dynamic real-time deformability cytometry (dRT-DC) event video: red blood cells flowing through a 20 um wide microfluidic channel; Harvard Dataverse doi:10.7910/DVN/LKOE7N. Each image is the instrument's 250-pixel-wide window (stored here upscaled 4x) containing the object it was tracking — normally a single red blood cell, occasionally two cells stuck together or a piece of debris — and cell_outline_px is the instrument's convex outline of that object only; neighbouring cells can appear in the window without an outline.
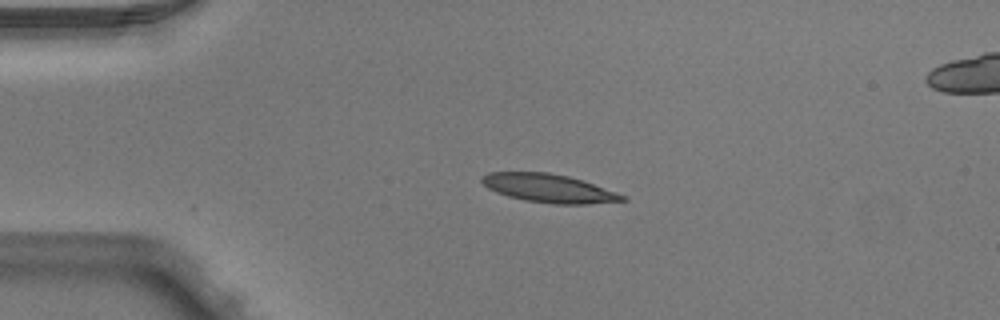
{"species": "Egyptian fruit bat (a non-hibernating species)", "species_latin": "Rousettus aegyptiacus", "temperature_condition": "warm", "stored_images_in_passage": 40, "camera_frame_rate_fps": 3000, "um_per_image_px": 0.085, "animal": {"sex": "male"}, "frame": {"image": 1, "passage_image": 1, "time_ms": 0.0, "image_size_px": [1000, 320], "cell_outline_px": [[628, 200], [588, 204], [556, 204], [524, 200], [508, 196], [496, 192], [488, 188], [480, 180], [480, 176], [488, 172], [548, 172], [568, 176], [628, 196]], "centroid_in_image_um": [46.63, 16.0], "position_along_channel_um": 38.4, "area_um2": 23.18}}
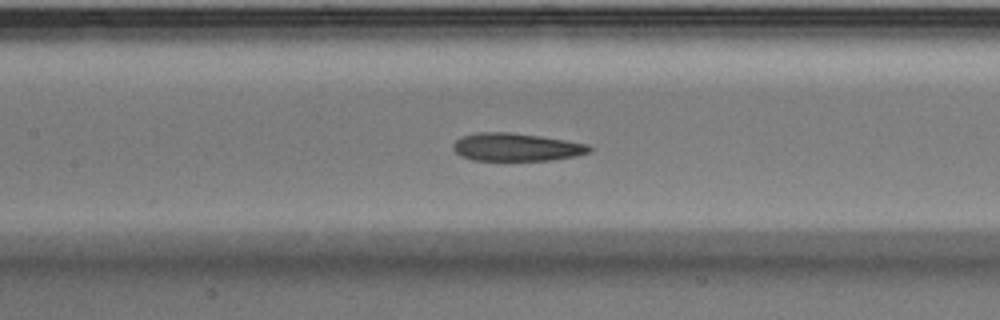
{"frame": {"image": 2, "passage_image": 13, "time_ms": 4.0, "image_size_px": [1000, 320], "cell_outline_px": [[592, 148], [588, 152], [576, 156], [552, 160], [472, 160], [460, 156], [452, 148], [452, 144], [460, 136], [480, 132], [508, 132], [540, 136], [588, 144]], "centroid_in_image_um": [43.84, 12.5], "position_along_channel_um": 163.6, "area_um2": 22.14}}
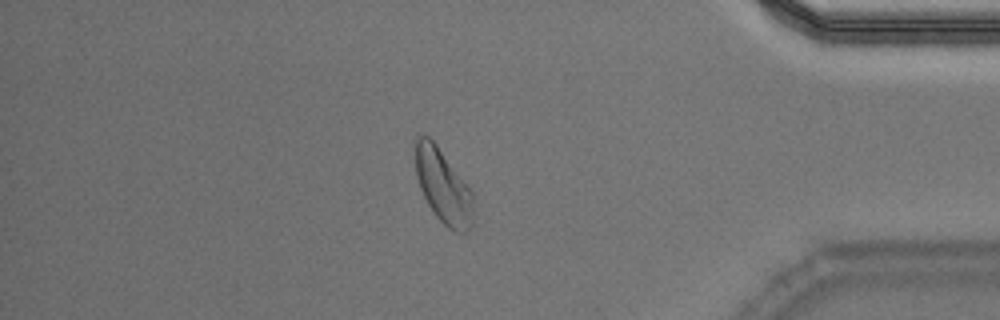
{"frame": {"image": 3, "passage_image": 33, "time_ms": 10.667, "image_size_px": [1000, 320], "cell_outline_px": [[472, 228], [468, 232], [456, 232], [448, 228], [436, 216], [428, 204], [420, 188], [416, 176], [416, 140], [420, 136], [428, 136], [436, 144], [472, 192]], "centroid_in_image_um": [37.67, 15.88], "position_along_channel_um": 397.5, "area_um2": 24.39}, "authors_computed_cell_mechanics": {"area_um2": 23.2067, "velocity_mm_per_s": 3.9726, "shape_relaxation_time_tau1_ms": 3.0195, "shape_relaxation_time_tau2_ms": 1.8198, "deformation_change_tau1": 0.1556, "deformation_change_tau2": 0.1031}}